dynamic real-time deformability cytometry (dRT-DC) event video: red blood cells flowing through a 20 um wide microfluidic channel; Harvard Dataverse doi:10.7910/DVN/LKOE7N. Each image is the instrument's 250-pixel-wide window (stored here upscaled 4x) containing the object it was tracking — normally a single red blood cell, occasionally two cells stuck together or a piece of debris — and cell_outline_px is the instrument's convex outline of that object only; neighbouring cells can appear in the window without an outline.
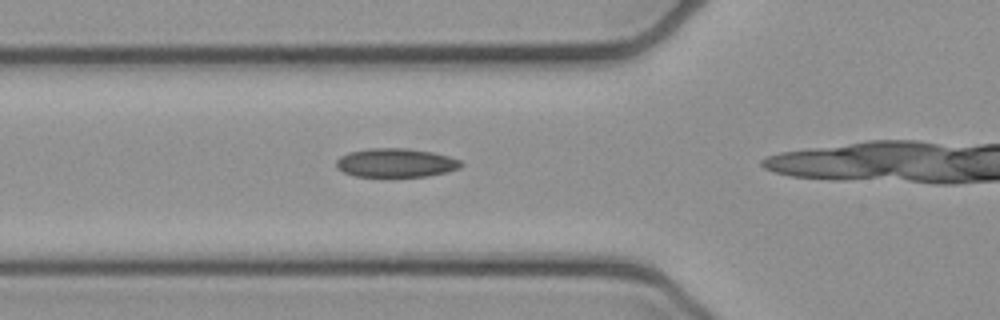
{"species": "common noctule bat (a hibernating species)", "species_latin": "Nyctalus noctula", "temperature_condition": "cold", "stored_images_in_passage": 13, "camera_frame_rate_fps": 3000, "um_per_image_px": 0.085, "animal": {"sex": "female", "body_mass_g": 21.9}, "frame": {"image": 1, "passage_image": 6, "time_ms": 1.667, "image_size_px": [1000, 320], "cell_outline_px": [[464, 164], [460, 168], [448, 172], [428, 176], [392, 180], [356, 176], [344, 172], [336, 168], [336, 160], [340, 156], [348, 152], [368, 148], [404, 148], [432, 152], [448, 156], [460, 160]], "centroid_in_image_um": [33.63, 13.89], "position_along_channel_um": 92.2, "area_um2": 22.02}}
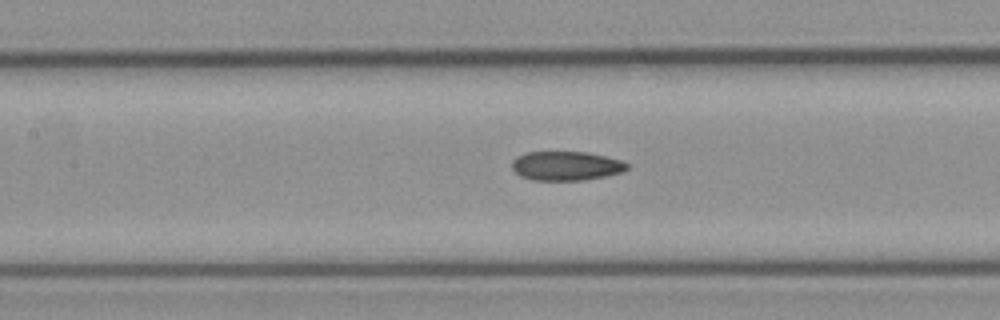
{"frame": {"image": 2, "passage_image": 11, "time_ms": 3.333, "image_size_px": [1000, 320], "cell_outline_px": [[628, 168], [624, 172], [584, 180], [532, 180], [520, 176], [512, 168], [512, 160], [516, 156], [524, 152], [588, 152], [624, 160], [628, 164]], "centroid_in_image_um": [48.13, 14.09], "position_along_channel_um": 159.3, "area_um2": 19.77}}